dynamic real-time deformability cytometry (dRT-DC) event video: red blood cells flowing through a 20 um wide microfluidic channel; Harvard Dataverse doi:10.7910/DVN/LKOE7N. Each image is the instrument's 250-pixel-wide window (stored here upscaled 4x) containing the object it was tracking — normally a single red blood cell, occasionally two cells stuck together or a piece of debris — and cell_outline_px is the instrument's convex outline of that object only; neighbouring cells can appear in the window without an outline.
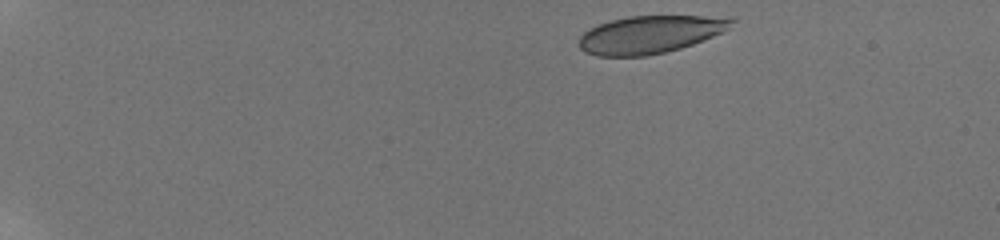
{"species": "human", "species_latin": "Homo sapiens", "temperature_condition": "room temperature", "stored_images_in_passage": 23, "camera_frame_rate_fps": 3000, "um_per_image_px": 0.085, "donor": {"sex": "male"}, "frame": {"image": 1, "passage_image": 1, "time_ms": 0.0, "image_size_px": [1000, 240], "cell_outline_px": [[736, 20], [724, 32], [692, 44], [680, 48], [648, 56], [596, 56], [584, 52], [580, 48], [580, 36], [584, 32], [600, 24], [612, 20], [628, 16], [732, 16]], "centroid_in_image_um": [55.3, 2.93], "position_along_channel_um": 29.7, "area_um2": 33.47}}
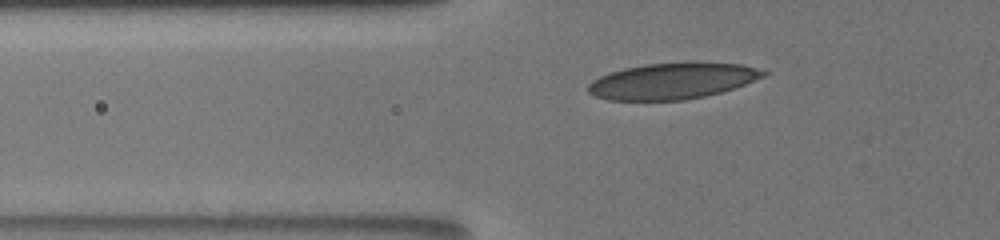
{"frame": {"image": 2, "passage_image": 10, "time_ms": 4.0, "image_size_px": [1000, 240], "cell_outline_px": [[768, 76], [720, 92], [704, 96], [684, 100], [608, 100], [596, 96], [588, 92], [588, 84], [592, 80], [600, 76], [624, 68], [644, 64], [740, 64], [756, 68], [768, 72]], "centroid_in_image_um": [57.12, 6.91], "position_along_channel_um": 68.7, "area_um2": 36.01}}
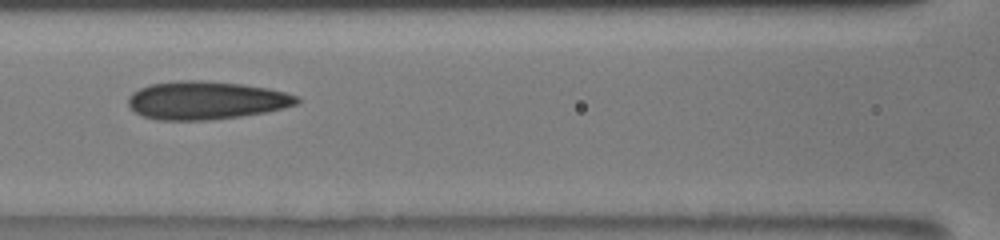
{"frame": {"image": 3, "passage_image": 16, "time_ms": 6.333, "image_size_px": [1000, 240], "cell_outline_px": [[300, 104], [284, 108], [264, 112], [240, 116], [212, 120], [156, 120], [140, 116], [128, 104], [128, 96], [132, 92], [148, 84], [180, 80], [200, 80], [244, 84], [268, 88], [284, 92], [296, 96], [300, 100]], "centroid_in_image_um": [17.49, 8.53], "position_along_channel_um": 149.1, "area_um2": 37.74}}